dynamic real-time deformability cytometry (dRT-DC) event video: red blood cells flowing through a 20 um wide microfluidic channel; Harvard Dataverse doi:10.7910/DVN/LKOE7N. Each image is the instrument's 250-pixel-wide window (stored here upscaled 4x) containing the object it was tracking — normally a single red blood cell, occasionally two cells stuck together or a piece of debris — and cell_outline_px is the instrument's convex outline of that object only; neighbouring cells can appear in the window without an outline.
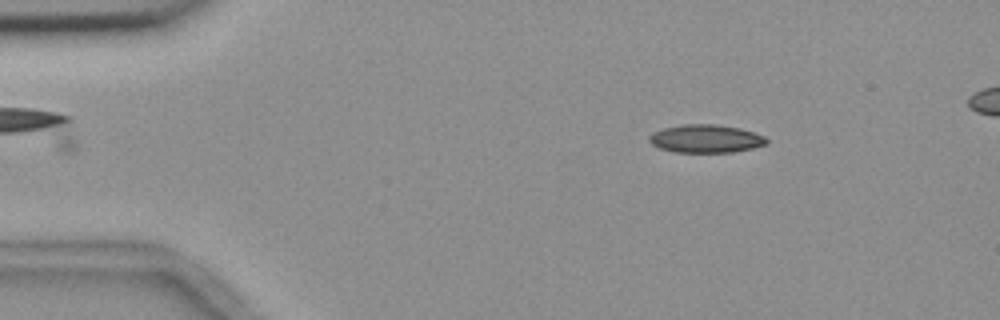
{"species": "common noctule bat (a hibernating species)", "species_latin": "Nyctalus noctula", "temperature_condition": "room temperature", "stored_images_in_passage": 2, "camera_frame_rate_fps": 3000, "um_per_image_px": 0.085, "animal": {"sex": "female", "body_mass_g": 18.4}, "frame": {"image": 1, "passage_image": 2, "time_ms": 1.0, "image_size_px": [1000, 320], "cell_outline_px": [[768, 144], [752, 148], [732, 152], [672, 152], [660, 148], [652, 144], [648, 140], [648, 136], [652, 132], [664, 128], [684, 124], [716, 124], [740, 128], [764, 136], [768, 140]], "centroid_in_image_um": [59.97, 11.79], "position_along_channel_um": 25.0, "area_um2": 19.25}}